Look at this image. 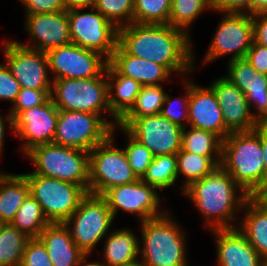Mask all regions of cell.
<instances>
[{
	"instance_id": "60d3db41",
	"label": "cell",
	"mask_w": 267,
	"mask_h": 266,
	"mask_svg": "<svg viewBox=\"0 0 267 266\" xmlns=\"http://www.w3.org/2000/svg\"><path fill=\"white\" fill-rule=\"evenodd\" d=\"M20 266H54L47 249L39 238H30L26 243Z\"/></svg>"
},
{
	"instance_id": "d4e9b609",
	"label": "cell",
	"mask_w": 267,
	"mask_h": 266,
	"mask_svg": "<svg viewBox=\"0 0 267 266\" xmlns=\"http://www.w3.org/2000/svg\"><path fill=\"white\" fill-rule=\"evenodd\" d=\"M242 212L237 228L258 254L262 258H267V204L258 196L249 197L243 205Z\"/></svg>"
},
{
	"instance_id": "f5cc1de1",
	"label": "cell",
	"mask_w": 267,
	"mask_h": 266,
	"mask_svg": "<svg viewBox=\"0 0 267 266\" xmlns=\"http://www.w3.org/2000/svg\"><path fill=\"white\" fill-rule=\"evenodd\" d=\"M258 197L267 204V185L264 190L258 195Z\"/></svg>"
},
{
	"instance_id": "836d02e7",
	"label": "cell",
	"mask_w": 267,
	"mask_h": 266,
	"mask_svg": "<svg viewBox=\"0 0 267 266\" xmlns=\"http://www.w3.org/2000/svg\"><path fill=\"white\" fill-rule=\"evenodd\" d=\"M30 238L11 223L0 228V266H20Z\"/></svg>"
},
{
	"instance_id": "3957f363",
	"label": "cell",
	"mask_w": 267,
	"mask_h": 266,
	"mask_svg": "<svg viewBox=\"0 0 267 266\" xmlns=\"http://www.w3.org/2000/svg\"><path fill=\"white\" fill-rule=\"evenodd\" d=\"M250 197L265 188V166L260 134L251 131L230 133L222 142L220 165Z\"/></svg>"
},
{
	"instance_id": "f6af8a7d",
	"label": "cell",
	"mask_w": 267,
	"mask_h": 266,
	"mask_svg": "<svg viewBox=\"0 0 267 266\" xmlns=\"http://www.w3.org/2000/svg\"><path fill=\"white\" fill-rule=\"evenodd\" d=\"M213 11L250 14V0H213Z\"/></svg>"
},
{
	"instance_id": "f546056e",
	"label": "cell",
	"mask_w": 267,
	"mask_h": 266,
	"mask_svg": "<svg viewBox=\"0 0 267 266\" xmlns=\"http://www.w3.org/2000/svg\"><path fill=\"white\" fill-rule=\"evenodd\" d=\"M164 85L142 86L137 95L135 104L131 110L118 122V125L126 128L135 118L160 114L166 90Z\"/></svg>"
},
{
	"instance_id": "e575fe53",
	"label": "cell",
	"mask_w": 267,
	"mask_h": 266,
	"mask_svg": "<svg viewBox=\"0 0 267 266\" xmlns=\"http://www.w3.org/2000/svg\"><path fill=\"white\" fill-rule=\"evenodd\" d=\"M176 155L178 177L181 175L185 179L180 188L182 189V194L184 189L192 182L211 174L218 167L209 157L182 149Z\"/></svg>"
},
{
	"instance_id": "7402d4cb",
	"label": "cell",
	"mask_w": 267,
	"mask_h": 266,
	"mask_svg": "<svg viewBox=\"0 0 267 266\" xmlns=\"http://www.w3.org/2000/svg\"><path fill=\"white\" fill-rule=\"evenodd\" d=\"M210 231L215 239L218 266H259L262 257L238 228Z\"/></svg>"
},
{
	"instance_id": "8992f818",
	"label": "cell",
	"mask_w": 267,
	"mask_h": 266,
	"mask_svg": "<svg viewBox=\"0 0 267 266\" xmlns=\"http://www.w3.org/2000/svg\"><path fill=\"white\" fill-rule=\"evenodd\" d=\"M25 157L36 174L81 185L89 193V152L73 147L42 144L33 147Z\"/></svg>"
},
{
	"instance_id": "d6a6232c",
	"label": "cell",
	"mask_w": 267,
	"mask_h": 266,
	"mask_svg": "<svg viewBox=\"0 0 267 266\" xmlns=\"http://www.w3.org/2000/svg\"><path fill=\"white\" fill-rule=\"evenodd\" d=\"M11 224L29 238H38L50 222L45 217L40 204L29 194Z\"/></svg>"
},
{
	"instance_id": "2e32d148",
	"label": "cell",
	"mask_w": 267,
	"mask_h": 266,
	"mask_svg": "<svg viewBox=\"0 0 267 266\" xmlns=\"http://www.w3.org/2000/svg\"><path fill=\"white\" fill-rule=\"evenodd\" d=\"M59 109L51 98L42 105L20 111L13 118L16 138L23 142L20 151L23 156L33 147L53 143Z\"/></svg>"
},
{
	"instance_id": "f1b7e54d",
	"label": "cell",
	"mask_w": 267,
	"mask_h": 266,
	"mask_svg": "<svg viewBox=\"0 0 267 266\" xmlns=\"http://www.w3.org/2000/svg\"><path fill=\"white\" fill-rule=\"evenodd\" d=\"M222 142L218 135L210 131L190 126L182 130L181 149L209 157L218 167L222 160Z\"/></svg>"
},
{
	"instance_id": "ffe728a7",
	"label": "cell",
	"mask_w": 267,
	"mask_h": 266,
	"mask_svg": "<svg viewBox=\"0 0 267 266\" xmlns=\"http://www.w3.org/2000/svg\"><path fill=\"white\" fill-rule=\"evenodd\" d=\"M226 72L225 78L245 94L258 123L267 126V74L258 73L246 58L228 61Z\"/></svg>"
},
{
	"instance_id": "44dd1931",
	"label": "cell",
	"mask_w": 267,
	"mask_h": 266,
	"mask_svg": "<svg viewBox=\"0 0 267 266\" xmlns=\"http://www.w3.org/2000/svg\"><path fill=\"white\" fill-rule=\"evenodd\" d=\"M188 125L215 133L224 140L230 132L225 128L221 108L209 86L198 85L189 79Z\"/></svg>"
},
{
	"instance_id": "4316f807",
	"label": "cell",
	"mask_w": 267,
	"mask_h": 266,
	"mask_svg": "<svg viewBox=\"0 0 267 266\" xmlns=\"http://www.w3.org/2000/svg\"><path fill=\"white\" fill-rule=\"evenodd\" d=\"M106 73L110 111L120 121L135 104L142 85L130 77L120 75L109 63Z\"/></svg>"
},
{
	"instance_id": "6da1fadb",
	"label": "cell",
	"mask_w": 267,
	"mask_h": 266,
	"mask_svg": "<svg viewBox=\"0 0 267 266\" xmlns=\"http://www.w3.org/2000/svg\"><path fill=\"white\" fill-rule=\"evenodd\" d=\"M192 43L184 31L168 24L131 23L118 28V44L128 54L163 65L182 79L197 69Z\"/></svg>"
},
{
	"instance_id": "52a82bcc",
	"label": "cell",
	"mask_w": 267,
	"mask_h": 266,
	"mask_svg": "<svg viewBox=\"0 0 267 266\" xmlns=\"http://www.w3.org/2000/svg\"><path fill=\"white\" fill-rule=\"evenodd\" d=\"M115 127L111 136L89 151V193L102 196L108 189L138 178L123 148L116 147Z\"/></svg>"
},
{
	"instance_id": "7c38bea8",
	"label": "cell",
	"mask_w": 267,
	"mask_h": 266,
	"mask_svg": "<svg viewBox=\"0 0 267 266\" xmlns=\"http://www.w3.org/2000/svg\"><path fill=\"white\" fill-rule=\"evenodd\" d=\"M220 14L223 17L216 26L202 66L229 54L228 61L243 59L253 43L252 15L235 12H220Z\"/></svg>"
},
{
	"instance_id": "c3c4849f",
	"label": "cell",
	"mask_w": 267,
	"mask_h": 266,
	"mask_svg": "<svg viewBox=\"0 0 267 266\" xmlns=\"http://www.w3.org/2000/svg\"><path fill=\"white\" fill-rule=\"evenodd\" d=\"M255 130L260 134L265 166V187L267 185V126L258 124Z\"/></svg>"
},
{
	"instance_id": "4dcf8cb0",
	"label": "cell",
	"mask_w": 267,
	"mask_h": 266,
	"mask_svg": "<svg viewBox=\"0 0 267 266\" xmlns=\"http://www.w3.org/2000/svg\"><path fill=\"white\" fill-rule=\"evenodd\" d=\"M207 10L213 11V0H172L168 25L190 36L189 28Z\"/></svg>"
},
{
	"instance_id": "d590c367",
	"label": "cell",
	"mask_w": 267,
	"mask_h": 266,
	"mask_svg": "<svg viewBox=\"0 0 267 266\" xmlns=\"http://www.w3.org/2000/svg\"><path fill=\"white\" fill-rule=\"evenodd\" d=\"M172 0H134L133 23L168 24Z\"/></svg>"
},
{
	"instance_id": "7bdbcfd3",
	"label": "cell",
	"mask_w": 267,
	"mask_h": 266,
	"mask_svg": "<svg viewBox=\"0 0 267 266\" xmlns=\"http://www.w3.org/2000/svg\"><path fill=\"white\" fill-rule=\"evenodd\" d=\"M25 15L66 11L65 0H19Z\"/></svg>"
},
{
	"instance_id": "e0dca14e",
	"label": "cell",
	"mask_w": 267,
	"mask_h": 266,
	"mask_svg": "<svg viewBox=\"0 0 267 266\" xmlns=\"http://www.w3.org/2000/svg\"><path fill=\"white\" fill-rule=\"evenodd\" d=\"M125 129L154 157L177 154L181 150L183 128L161 114L137 117Z\"/></svg>"
},
{
	"instance_id": "8fae6325",
	"label": "cell",
	"mask_w": 267,
	"mask_h": 266,
	"mask_svg": "<svg viewBox=\"0 0 267 266\" xmlns=\"http://www.w3.org/2000/svg\"><path fill=\"white\" fill-rule=\"evenodd\" d=\"M67 14L71 43L96 51L109 60L118 44V28L93 7L70 9Z\"/></svg>"
},
{
	"instance_id": "ab89813d",
	"label": "cell",
	"mask_w": 267,
	"mask_h": 266,
	"mask_svg": "<svg viewBox=\"0 0 267 266\" xmlns=\"http://www.w3.org/2000/svg\"><path fill=\"white\" fill-rule=\"evenodd\" d=\"M50 95L51 90L21 88L15 103L9 108V113L14 118L20 111L45 104L51 98Z\"/></svg>"
},
{
	"instance_id": "8d00e7d4",
	"label": "cell",
	"mask_w": 267,
	"mask_h": 266,
	"mask_svg": "<svg viewBox=\"0 0 267 266\" xmlns=\"http://www.w3.org/2000/svg\"><path fill=\"white\" fill-rule=\"evenodd\" d=\"M115 130H121L126 138L127 144L123 148L129 165L138 179H141L153 161L154 155L139 140L133 137L125 128L116 125Z\"/></svg>"
},
{
	"instance_id": "ee69618b",
	"label": "cell",
	"mask_w": 267,
	"mask_h": 266,
	"mask_svg": "<svg viewBox=\"0 0 267 266\" xmlns=\"http://www.w3.org/2000/svg\"><path fill=\"white\" fill-rule=\"evenodd\" d=\"M245 58L258 73L267 74V47L253 42Z\"/></svg>"
},
{
	"instance_id": "5b68a950",
	"label": "cell",
	"mask_w": 267,
	"mask_h": 266,
	"mask_svg": "<svg viewBox=\"0 0 267 266\" xmlns=\"http://www.w3.org/2000/svg\"><path fill=\"white\" fill-rule=\"evenodd\" d=\"M50 97L59 110L99 114L113 128L118 125L119 121L111 114L109 107L106 71L99 77L53 80ZM106 113H109L112 119L102 115Z\"/></svg>"
},
{
	"instance_id": "5bb4252c",
	"label": "cell",
	"mask_w": 267,
	"mask_h": 266,
	"mask_svg": "<svg viewBox=\"0 0 267 266\" xmlns=\"http://www.w3.org/2000/svg\"><path fill=\"white\" fill-rule=\"evenodd\" d=\"M49 73L53 80L101 76L109 60L102 54L74 43L53 48L46 52Z\"/></svg>"
},
{
	"instance_id": "b9f144b4",
	"label": "cell",
	"mask_w": 267,
	"mask_h": 266,
	"mask_svg": "<svg viewBox=\"0 0 267 266\" xmlns=\"http://www.w3.org/2000/svg\"><path fill=\"white\" fill-rule=\"evenodd\" d=\"M21 90L19 82L12 75L6 63L0 64V101H9L11 107Z\"/></svg>"
},
{
	"instance_id": "83f0119b",
	"label": "cell",
	"mask_w": 267,
	"mask_h": 266,
	"mask_svg": "<svg viewBox=\"0 0 267 266\" xmlns=\"http://www.w3.org/2000/svg\"><path fill=\"white\" fill-rule=\"evenodd\" d=\"M30 194L29 183L23 173L0 174V223H11L23 201Z\"/></svg>"
},
{
	"instance_id": "816d5d0a",
	"label": "cell",
	"mask_w": 267,
	"mask_h": 266,
	"mask_svg": "<svg viewBox=\"0 0 267 266\" xmlns=\"http://www.w3.org/2000/svg\"><path fill=\"white\" fill-rule=\"evenodd\" d=\"M88 257H90V254H85L81 259H80V262H79V265L78 266H108L106 263H101V262H97L96 260L95 261H88Z\"/></svg>"
},
{
	"instance_id": "9a60e30c",
	"label": "cell",
	"mask_w": 267,
	"mask_h": 266,
	"mask_svg": "<svg viewBox=\"0 0 267 266\" xmlns=\"http://www.w3.org/2000/svg\"><path fill=\"white\" fill-rule=\"evenodd\" d=\"M4 42L2 45L4 62L20 87L51 90L52 76H49L46 52L24 47L14 39H6Z\"/></svg>"
},
{
	"instance_id": "603a6c76",
	"label": "cell",
	"mask_w": 267,
	"mask_h": 266,
	"mask_svg": "<svg viewBox=\"0 0 267 266\" xmlns=\"http://www.w3.org/2000/svg\"><path fill=\"white\" fill-rule=\"evenodd\" d=\"M109 64L120 74L130 77L142 86L171 82L173 75L165 66L128 54L117 44Z\"/></svg>"
},
{
	"instance_id": "ac0fdd59",
	"label": "cell",
	"mask_w": 267,
	"mask_h": 266,
	"mask_svg": "<svg viewBox=\"0 0 267 266\" xmlns=\"http://www.w3.org/2000/svg\"><path fill=\"white\" fill-rule=\"evenodd\" d=\"M24 29L29 34L27 48L47 52L71 43L67 10L54 13L25 15Z\"/></svg>"
},
{
	"instance_id": "681fc988",
	"label": "cell",
	"mask_w": 267,
	"mask_h": 266,
	"mask_svg": "<svg viewBox=\"0 0 267 266\" xmlns=\"http://www.w3.org/2000/svg\"><path fill=\"white\" fill-rule=\"evenodd\" d=\"M96 0H65L67 10L93 7Z\"/></svg>"
},
{
	"instance_id": "d6986e66",
	"label": "cell",
	"mask_w": 267,
	"mask_h": 266,
	"mask_svg": "<svg viewBox=\"0 0 267 266\" xmlns=\"http://www.w3.org/2000/svg\"><path fill=\"white\" fill-rule=\"evenodd\" d=\"M209 87L216 95L225 128L230 133L251 131L258 126L245 94L225 76L215 79Z\"/></svg>"
},
{
	"instance_id": "484cf974",
	"label": "cell",
	"mask_w": 267,
	"mask_h": 266,
	"mask_svg": "<svg viewBox=\"0 0 267 266\" xmlns=\"http://www.w3.org/2000/svg\"><path fill=\"white\" fill-rule=\"evenodd\" d=\"M101 259L108 266H126L139 261V239L130 228L114 229L106 237ZM103 254V255H102Z\"/></svg>"
},
{
	"instance_id": "277c9868",
	"label": "cell",
	"mask_w": 267,
	"mask_h": 266,
	"mask_svg": "<svg viewBox=\"0 0 267 266\" xmlns=\"http://www.w3.org/2000/svg\"><path fill=\"white\" fill-rule=\"evenodd\" d=\"M172 213L140 222L139 261L145 266H186L185 230Z\"/></svg>"
},
{
	"instance_id": "f35d334b",
	"label": "cell",
	"mask_w": 267,
	"mask_h": 266,
	"mask_svg": "<svg viewBox=\"0 0 267 266\" xmlns=\"http://www.w3.org/2000/svg\"><path fill=\"white\" fill-rule=\"evenodd\" d=\"M187 78L181 79L186 93L174 99L171 98L170 94L166 93L160 113L163 117L182 128L188 127L189 80Z\"/></svg>"
},
{
	"instance_id": "db71d44e",
	"label": "cell",
	"mask_w": 267,
	"mask_h": 266,
	"mask_svg": "<svg viewBox=\"0 0 267 266\" xmlns=\"http://www.w3.org/2000/svg\"><path fill=\"white\" fill-rule=\"evenodd\" d=\"M126 266H145V265H144L142 262L137 261V262H135V263H133V264L126 265Z\"/></svg>"
},
{
	"instance_id": "7a4b0ae2",
	"label": "cell",
	"mask_w": 267,
	"mask_h": 266,
	"mask_svg": "<svg viewBox=\"0 0 267 266\" xmlns=\"http://www.w3.org/2000/svg\"><path fill=\"white\" fill-rule=\"evenodd\" d=\"M182 195L194 203L202 215V224L208 230L237 228L239 221L236 219L240 217L243 205L250 197L221 166L204 178L192 182Z\"/></svg>"
},
{
	"instance_id": "74e56055",
	"label": "cell",
	"mask_w": 267,
	"mask_h": 266,
	"mask_svg": "<svg viewBox=\"0 0 267 266\" xmlns=\"http://www.w3.org/2000/svg\"><path fill=\"white\" fill-rule=\"evenodd\" d=\"M93 8L117 28L133 23L134 0H96Z\"/></svg>"
},
{
	"instance_id": "f907efd6",
	"label": "cell",
	"mask_w": 267,
	"mask_h": 266,
	"mask_svg": "<svg viewBox=\"0 0 267 266\" xmlns=\"http://www.w3.org/2000/svg\"><path fill=\"white\" fill-rule=\"evenodd\" d=\"M267 13V0H250V15Z\"/></svg>"
},
{
	"instance_id": "1f68e13d",
	"label": "cell",
	"mask_w": 267,
	"mask_h": 266,
	"mask_svg": "<svg viewBox=\"0 0 267 266\" xmlns=\"http://www.w3.org/2000/svg\"><path fill=\"white\" fill-rule=\"evenodd\" d=\"M177 155L155 156L141 180L157 190L168 189L177 183Z\"/></svg>"
},
{
	"instance_id": "4fadbf2b",
	"label": "cell",
	"mask_w": 267,
	"mask_h": 266,
	"mask_svg": "<svg viewBox=\"0 0 267 266\" xmlns=\"http://www.w3.org/2000/svg\"><path fill=\"white\" fill-rule=\"evenodd\" d=\"M158 192L156 188L138 179L132 183L114 186L102 197L107 201L114 219L121 210L123 213L135 215L140 223L162 216L168 211L162 208V198Z\"/></svg>"
},
{
	"instance_id": "9c48e42d",
	"label": "cell",
	"mask_w": 267,
	"mask_h": 266,
	"mask_svg": "<svg viewBox=\"0 0 267 266\" xmlns=\"http://www.w3.org/2000/svg\"><path fill=\"white\" fill-rule=\"evenodd\" d=\"M30 195L40 204L50 223H64L88 192L78 184L36 174H23Z\"/></svg>"
},
{
	"instance_id": "7dc6e473",
	"label": "cell",
	"mask_w": 267,
	"mask_h": 266,
	"mask_svg": "<svg viewBox=\"0 0 267 266\" xmlns=\"http://www.w3.org/2000/svg\"><path fill=\"white\" fill-rule=\"evenodd\" d=\"M0 113V157L2 156L3 150H4V137H5V133H6V129H8L9 127V131H11V133L14 134V130H13V118L11 117L9 111L8 113L3 116ZM5 117V119H4ZM8 126V127H6ZM1 159V158H0Z\"/></svg>"
},
{
	"instance_id": "30bf717a",
	"label": "cell",
	"mask_w": 267,
	"mask_h": 266,
	"mask_svg": "<svg viewBox=\"0 0 267 266\" xmlns=\"http://www.w3.org/2000/svg\"><path fill=\"white\" fill-rule=\"evenodd\" d=\"M113 127L99 114L59 110L54 144L90 151L105 142Z\"/></svg>"
},
{
	"instance_id": "11a10c76",
	"label": "cell",
	"mask_w": 267,
	"mask_h": 266,
	"mask_svg": "<svg viewBox=\"0 0 267 266\" xmlns=\"http://www.w3.org/2000/svg\"><path fill=\"white\" fill-rule=\"evenodd\" d=\"M259 266H267V258H262Z\"/></svg>"
},
{
	"instance_id": "cb8c5ba5",
	"label": "cell",
	"mask_w": 267,
	"mask_h": 266,
	"mask_svg": "<svg viewBox=\"0 0 267 266\" xmlns=\"http://www.w3.org/2000/svg\"><path fill=\"white\" fill-rule=\"evenodd\" d=\"M38 238L45 245L54 266H78L85 255L73 242L64 223H50Z\"/></svg>"
},
{
	"instance_id": "bcb514c9",
	"label": "cell",
	"mask_w": 267,
	"mask_h": 266,
	"mask_svg": "<svg viewBox=\"0 0 267 266\" xmlns=\"http://www.w3.org/2000/svg\"><path fill=\"white\" fill-rule=\"evenodd\" d=\"M253 42L267 47V13L252 15Z\"/></svg>"
},
{
	"instance_id": "ba28073f",
	"label": "cell",
	"mask_w": 267,
	"mask_h": 266,
	"mask_svg": "<svg viewBox=\"0 0 267 266\" xmlns=\"http://www.w3.org/2000/svg\"><path fill=\"white\" fill-rule=\"evenodd\" d=\"M113 221L107 201L100 195L88 193L64 224L78 248L84 254L91 255L99 242L110 233Z\"/></svg>"
}]
</instances>
